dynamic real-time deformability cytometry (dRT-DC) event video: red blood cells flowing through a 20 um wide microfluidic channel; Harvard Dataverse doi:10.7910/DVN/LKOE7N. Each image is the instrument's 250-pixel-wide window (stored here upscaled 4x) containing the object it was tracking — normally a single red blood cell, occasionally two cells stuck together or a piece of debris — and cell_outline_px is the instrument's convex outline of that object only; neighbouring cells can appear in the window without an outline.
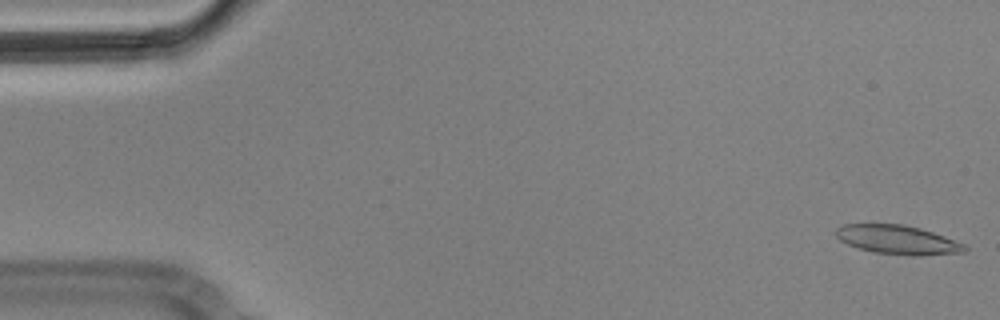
{"species": "Egyptian fruit bat (a non-hibernating species)", "species_latin": "Rousettus aegyptiacus", "temperature_condition": "cold", "stored_images_in_passage": 6, "camera_frame_rate_fps": 3000, "um_per_image_px": 0.085, "animal": {"sex": "male"}, "frame": {"image": 1, "passage_image": 1, "time_ms": 0.0, "image_size_px": [1000, 320], "cell_outline_px": [[968, 248], [964, 252], [916, 256], [872, 252], [848, 244], [840, 240], [836, 236], [836, 228], [844, 224], [900, 224], [932, 232], [944, 236], [964, 244]], "centroid_in_image_um": [76.29, 20.38], "position_along_channel_um": 8.7, "area_um2": 21.44}}
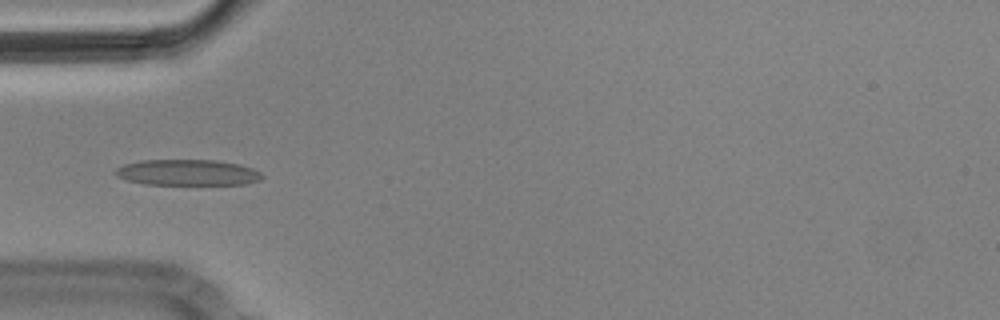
{"frame": {"image": 2, "passage_image": 5, "time_ms": 1.333, "image_size_px": [1000, 320], "cell_outline_px": [[264, 176], [260, 180], [244, 184], [144, 184], [128, 180], [116, 176], [116, 168], [124, 164], [140, 160], [216, 160], [240, 164], [252, 168], [260, 172]], "centroid_in_image_um": [15.95, 14.65], "position_along_channel_um": 69.0, "area_um2": 22.08}}